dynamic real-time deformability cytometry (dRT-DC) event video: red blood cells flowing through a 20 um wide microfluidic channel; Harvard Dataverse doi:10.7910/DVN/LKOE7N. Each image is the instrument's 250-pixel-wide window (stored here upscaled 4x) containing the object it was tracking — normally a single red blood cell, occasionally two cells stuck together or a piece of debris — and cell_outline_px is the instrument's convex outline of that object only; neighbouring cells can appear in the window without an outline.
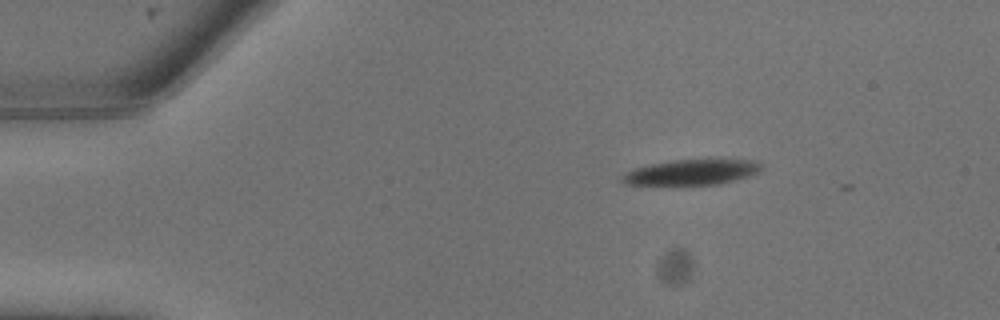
{"species": "common noctule bat (a hibernating species)", "species_latin": "Nyctalus noctula", "temperature_condition": "warm", "stored_images_in_passage": 3, "camera_frame_rate_fps": 3000, "um_per_image_px": 0.085, "animal": {"sex": "male", "body_mass_g": 13.3}, "frame": {"image": 1, "passage_image": 2, "time_ms": 0.333, "image_size_px": [1000, 320], "cell_outline_px": [[760, 172], [748, 176], [720, 184], [624, 184], [620, 180], [620, 176], [624, 172], [632, 168], [672, 160], [756, 160], [760, 164]], "centroid_in_image_um": [58.73, 14.63], "position_along_channel_um": 26.3, "area_um2": 20.35}}